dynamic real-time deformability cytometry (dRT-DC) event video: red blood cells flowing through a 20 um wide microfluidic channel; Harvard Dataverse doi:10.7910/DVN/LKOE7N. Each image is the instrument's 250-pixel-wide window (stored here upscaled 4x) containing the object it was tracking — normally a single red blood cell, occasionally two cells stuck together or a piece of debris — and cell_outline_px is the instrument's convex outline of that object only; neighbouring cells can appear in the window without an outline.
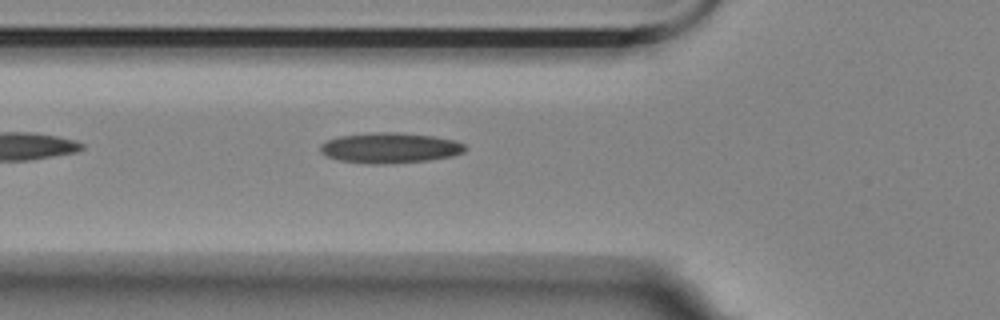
{"species": "Egyptian fruit bat (a non-hibernating species)", "species_latin": "Rousettus aegyptiacus", "temperature_condition": "room temperature", "stored_images_in_passage": 6, "camera_frame_rate_fps": 3000, "um_per_image_px": 0.085, "animal": {"sex": "female"}, "frame": {"image": 1, "passage_image": 6, "time_ms": 1.667, "image_size_px": [1000, 320], "cell_outline_px": [[468, 148], [464, 152], [452, 156], [428, 160], [376, 164], [372, 164], [340, 160], [328, 156], [320, 152], [320, 144], [328, 140], [340, 136], [372, 132], [396, 132], [432, 136], [452, 140], [464, 144]], "centroid_in_image_um": [33.14, 12.56], "position_along_channel_um": 92.7, "area_um2": 25.37}}